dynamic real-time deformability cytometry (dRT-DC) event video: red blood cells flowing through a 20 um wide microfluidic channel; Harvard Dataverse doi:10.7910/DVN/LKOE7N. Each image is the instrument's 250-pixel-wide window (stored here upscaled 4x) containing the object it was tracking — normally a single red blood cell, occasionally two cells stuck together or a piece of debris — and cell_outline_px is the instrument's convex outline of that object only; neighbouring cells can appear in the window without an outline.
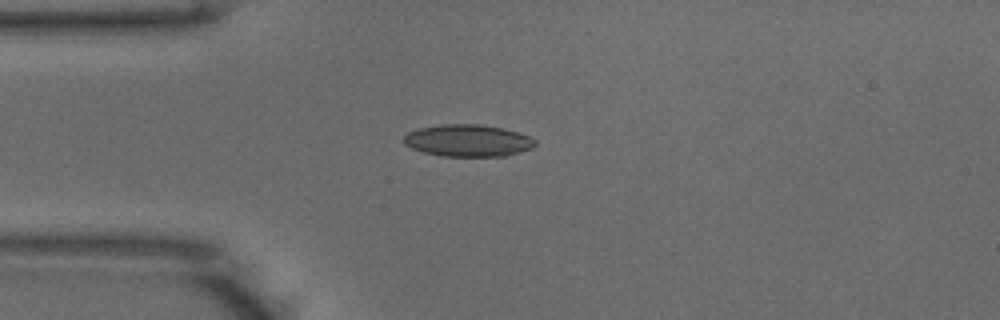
{"species": "common noctule bat (a hibernating species)", "species_latin": "Nyctalus noctula", "temperature_condition": "warm", "stored_images_in_passage": 3, "camera_frame_rate_fps": 3000, "um_per_image_px": 0.085, "animal": {"sex": "male", "body_mass_g": 18.8}, "frame": {"image": 1, "passage_image": 1, "time_ms": 0.0, "image_size_px": [1000, 320], "cell_outline_px": [[536, 144], [532, 148], [520, 152], [504, 156], [440, 156], [424, 152], [412, 148], [404, 144], [404, 136], [408, 132], [416, 128], [440, 124], [476, 124], [500, 128], [520, 132], [536, 140]], "centroid_in_image_um": [39.76, 11.94], "position_along_channel_um": 45.2, "area_um2": 24.57}}